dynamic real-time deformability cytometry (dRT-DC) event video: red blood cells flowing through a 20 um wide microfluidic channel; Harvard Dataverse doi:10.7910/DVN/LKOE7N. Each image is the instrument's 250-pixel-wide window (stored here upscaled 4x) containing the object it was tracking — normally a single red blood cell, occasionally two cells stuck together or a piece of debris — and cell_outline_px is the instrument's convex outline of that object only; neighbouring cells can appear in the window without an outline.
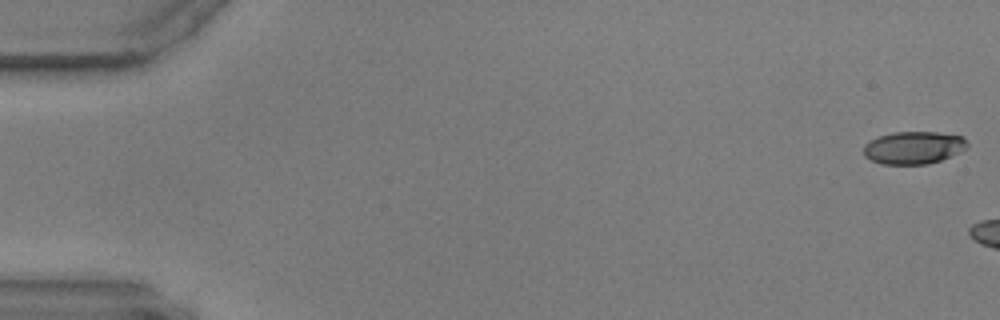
{"species": "common noctule bat (a hibernating species)", "species_latin": "Nyctalus noctula", "temperature_condition": "warm", "stored_images_in_passage": 11, "camera_frame_rate_fps": 3000, "um_per_image_px": 0.085, "animal": {"sex": "male", "body_mass_g": 17.9, "forearm_length_mm": 54.2}, "frame": {"image": 1, "passage_image": 1, "time_ms": 0.0, "image_size_px": [1000, 320], "cell_outline_px": [[968, 144], [960, 152], [940, 160], [928, 164], [880, 164], [864, 156], [864, 144], [880, 136], [892, 132], [936, 132], [964, 136]], "centroid_in_image_um": [77.65, 12.55], "position_along_channel_um": 7.3, "area_um2": 19.59}}